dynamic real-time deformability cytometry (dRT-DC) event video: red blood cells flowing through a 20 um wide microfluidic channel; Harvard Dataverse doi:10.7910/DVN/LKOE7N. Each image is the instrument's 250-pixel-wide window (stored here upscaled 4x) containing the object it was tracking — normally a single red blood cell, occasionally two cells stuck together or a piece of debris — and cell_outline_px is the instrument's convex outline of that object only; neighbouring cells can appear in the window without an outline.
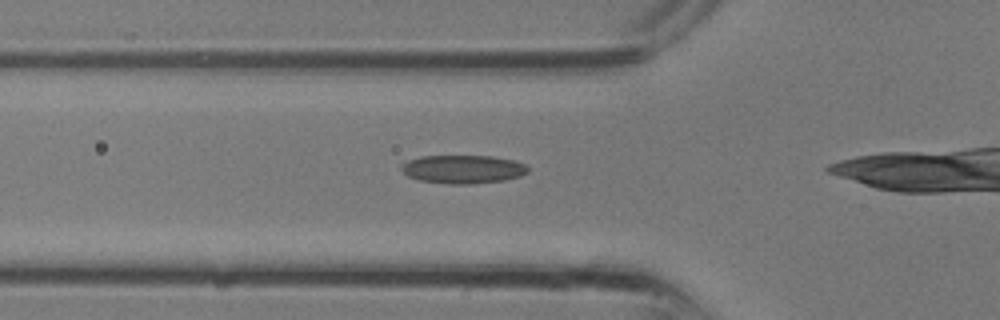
{"species": "common noctule bat (a hibernating species)", "species_latin": "Nyctalus noctula", "temperature_condition": "room temperature", "stored_images_in_passage": 10, "camera_frame_rate_fps": 3000, "um_per_image_px": 0.085, "animal": {"sex": "male", "body_mass_g": 13.3}, "frame": {"image": 1, "passage_image": 7, "time_ms": 2.0, "image_size_px": [1000, 320], "cell_outline_px": [[528, 172], [520, 176], [504, 180], [468, 184], [448, 184], [416, 180], [408, 176], [400, 168], [400, 164], [408, 160], [420, 156], [492, 156], [512, 160], [524, 164], [528, 168]], "centroid_in_image_um": [39.3, 14.38], "position_along_channel_um": 86.5, "area_um2": 20.98}}
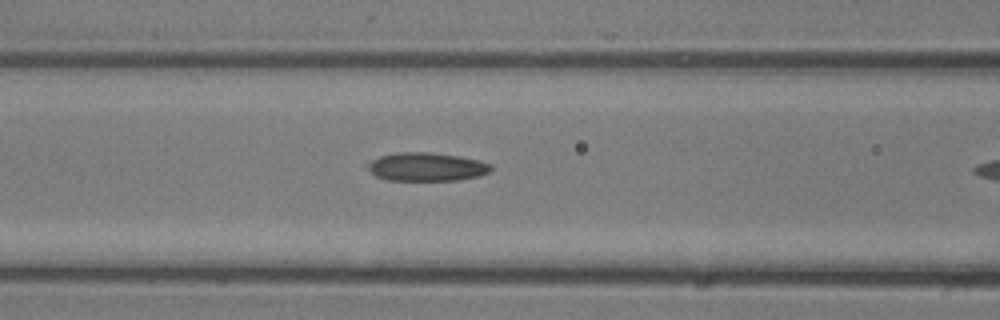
{"frame": {"image": 2, "passage_image": 9, "time_ms": 2.667, "image_size_px": [1000, 320], "cell_outline_px": [[492, 168], [488, 172], [480, 176], [456, 180], [388, 180], [376, 176], [364, 164], [380, 156], [396, 152], [428, 152], [460, 156], [480, 160], [492, 164]], "centroid_in_image_um": [36.26, 14.17], "position_along_channel_um": 130.3, "area_um2": 20.52}}